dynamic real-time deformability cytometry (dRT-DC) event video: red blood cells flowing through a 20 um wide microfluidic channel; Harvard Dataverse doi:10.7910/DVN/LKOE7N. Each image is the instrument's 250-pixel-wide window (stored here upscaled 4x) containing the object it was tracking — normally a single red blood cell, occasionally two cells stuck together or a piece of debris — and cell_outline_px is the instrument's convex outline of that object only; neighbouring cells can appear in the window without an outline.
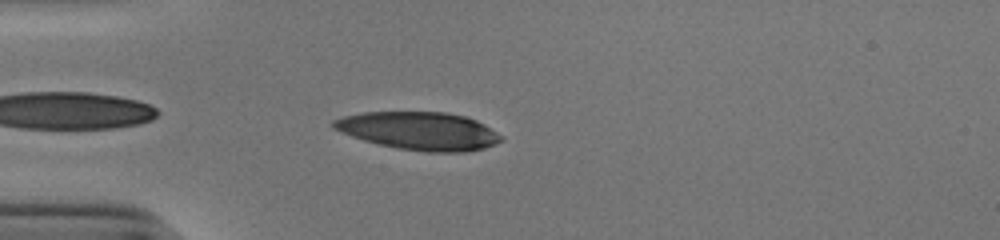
{"species": "human", "species_latin": "Homo sapiens", "temperature_condition": "cold", "stored_images_in_passage": 39, "camera_frame_rate_fps": 3000, "um_per_image_px": 0.085, "donor": {"sex": "male"}, "frame": {"image": 1, "passage_image": 2, "time_ms": 0.333, "image_size_px": [1000, 240], "cell_outline_px": [[504, 140], [496, 144], [484, 148], [464, 152], [428, 152], [396, 148], [364, 140], [340, 132], [332, 128], [332, 120], [344, 116], [364, 112], [444, 112], [464, 116], [476, 120], [484, 124], [504, 136]], "centroid_in_image_um": [35.65, 11.13], "position_along_channel_um": 49.3, "area_um2": 37.17}}
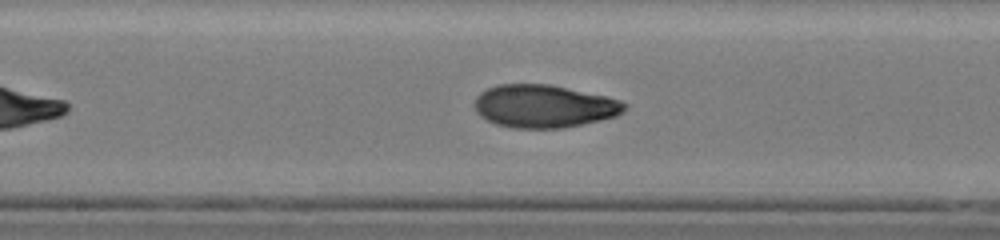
{"frame": {"image": 2, "passage_image": 15, "time_ms": 4.667, "image_size_px": [1000, 240], "cell_outline_px": [[628, 108], [624, 112], [616, 116], [584, 124], [564, 128], [512, 128], [496, 124], [480, 116], [476, 112], [476, 96], [480, 92], [488, 88], [500, 84], [548, 84], [604, 96], [620, 100], [628, 104]], "centroid_in_image_um": [46.26, 9.04], "position_along_channel_um": 201.9, "area_um2": 37.4}}
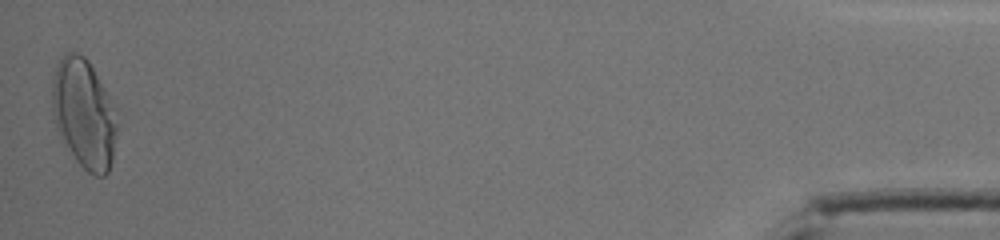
{"frame": {"image": 3, "passage_image": 39, "time_ms": 12.667, "image_size_px": [1000, 240], "cell_outline_px": [[116, 132], [112, 160], [108, 172], [104, 176], [96, 176], [88, 172], [76, 160], [60, 140], [56, 128], [52, 112], [52, 76], [64, 52], [76, 52], [84, 56], [88, 60], [116, 104]], "centroid_in_image_um": [7.13, 9.64], "position_along_channel_um": 428.1, "area_um2": 41.91}, "authors_computed_cell_mechanics": {"area_um2": 36.8186, "velocity_mm_per_s": 3.918, "shape_relaxation_time_tau1_ms": 5.6886, "shape_relaxation_time_tau2_ms": 2.0634, "deformation_change_tau1": 0.218, "deformation_change_tau2": 0.0727}}